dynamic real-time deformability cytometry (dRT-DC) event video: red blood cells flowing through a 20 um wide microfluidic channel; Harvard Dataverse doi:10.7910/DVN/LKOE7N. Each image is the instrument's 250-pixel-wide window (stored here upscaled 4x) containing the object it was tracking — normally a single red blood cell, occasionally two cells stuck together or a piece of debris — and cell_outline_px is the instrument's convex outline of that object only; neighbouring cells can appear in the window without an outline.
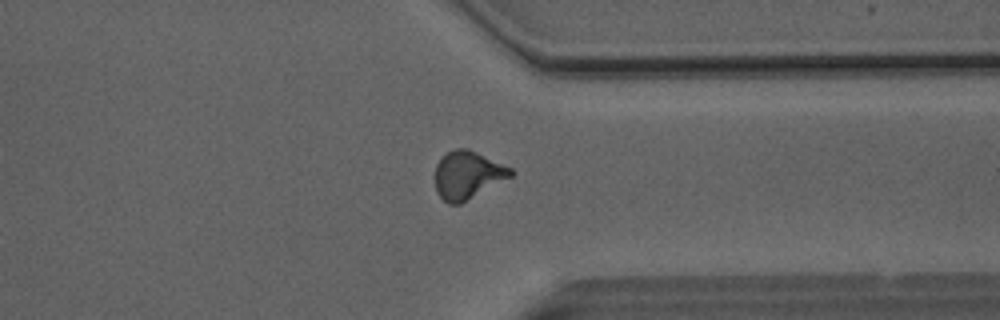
{"species": "Egyptian fruit bat (a non-hibernating species)", "species_latin": "Rousettus aegyptiacus", "temperature_condition": "room temperature", "stored_images_in_passage": 50, "camera_frame_rate_fps": 3000, "um_per_image_px": 0.085, "animal": {"sex": "male"}, "frame": {"image": 1, "passage_image": 39, "time_ms": 12.667, "image_size_px": [1000, 320], "cell_outline_px": [[512, 176], [460, 204], [448, 204], [436, 192], [436, 164], [448, 152], [456, 148], [468, 148], [512, 168]], "centroid_in_image_um": [39.74, 14.88], "position_along_channel_um": 371.7, "area_um2": 20.81}}
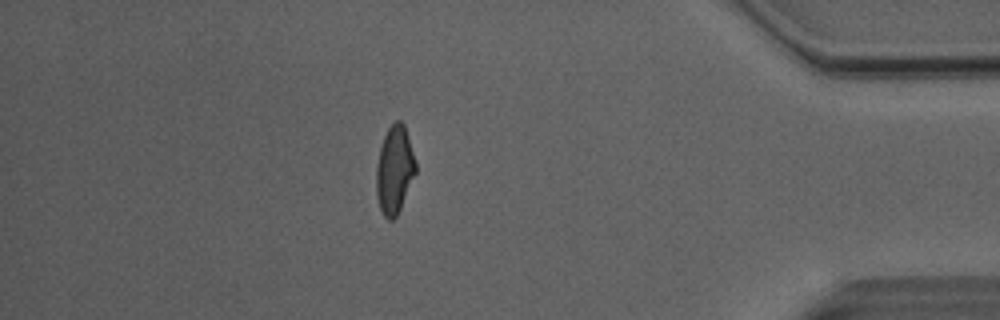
{"frame": {"image": 2, "passage_image": 44, "time_ms": 14.333, "image_size_px": [1000, 320], "cell_outline_px": [[416, 172], [400, 208], [396, 216], [392, 220], [388, 220], [384, 216], [380, 208], [376, 196], [376, 164], [380, 148], [384, 136], [388, 128], [396, 120], [400, 120], [404, 124], [416, 160]], "centroid_in_image_um": [33.53, 14.42], "position_along_channel_um": 401.7, "area_um2": 20.11}, "authors_computed_cell_mechanics": {"area_um2": 20.6057, "velocity_mm_per_s": 4.1138, "shape_relaxation_time_tau1_ms": 4.3871, "shape_relaxation_time_tau2_ms": 1.3702, "deformation_change_tau1": 0.1486, "deformation_change_tau2": 0.0779}}